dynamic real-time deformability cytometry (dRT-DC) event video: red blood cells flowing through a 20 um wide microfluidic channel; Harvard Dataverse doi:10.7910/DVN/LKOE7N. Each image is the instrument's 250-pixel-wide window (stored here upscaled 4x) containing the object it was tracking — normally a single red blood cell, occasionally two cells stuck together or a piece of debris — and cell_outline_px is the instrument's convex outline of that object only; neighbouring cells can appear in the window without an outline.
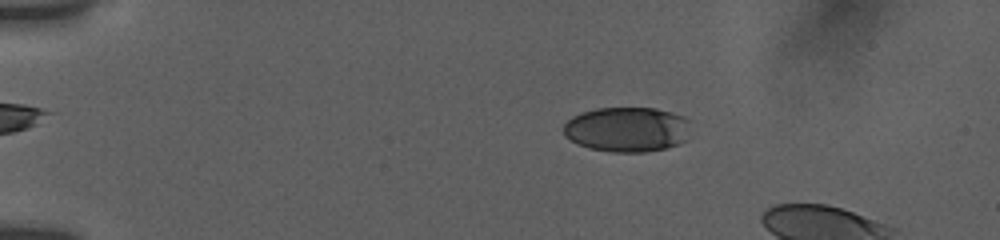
{"species": "human", "species_latin": "Homo sapiens", "temperature_condition": "room temperature", "stored_images_in_passage": 41, "camera_frame_rate_fps": 3000, "um_per_image_px": 0.085, "donor": {"sex": "female"}, "frame": {"image": 1, "passage_image": 36, "time_ms": 4.0, "image_size_px": [1000, 240], "cell_outline_px": [[688, 120], [684, 140], [680, 144], [664, 148], [644, 152], [612, 152], [588, 148], [564, 136], [564, 124], [572, 116], [596, 108], [656, 108], [672, 112], [684, 116]], "centroid_in_image_um": [53.27, 10.99], "position_along_channel_um": 31.7, "area_um2": 33.0}}